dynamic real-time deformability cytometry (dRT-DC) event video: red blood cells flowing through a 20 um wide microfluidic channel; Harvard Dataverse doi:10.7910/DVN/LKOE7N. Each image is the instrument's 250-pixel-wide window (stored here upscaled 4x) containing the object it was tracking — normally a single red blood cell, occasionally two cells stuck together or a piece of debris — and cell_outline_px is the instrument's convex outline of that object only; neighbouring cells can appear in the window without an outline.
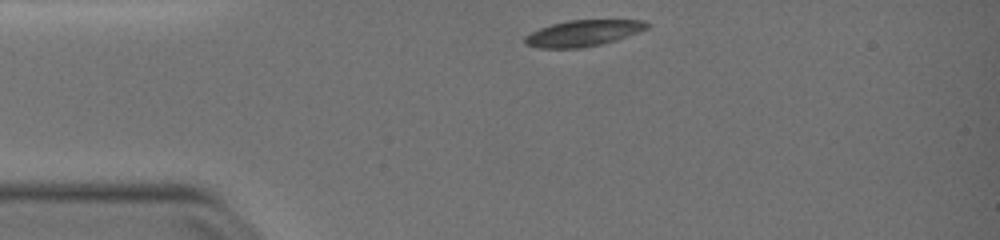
{"species": "common noctule bat (a hibernating species)", "species_latin": "Nyctalus noctula", "temperature_condition": "warm", "stored_images_in_passage": 36, "camera_frame_rate_fps": 3000, "um_per_image_px": 0.085, "animal": {"sex": "female", "body_mass_g": 19.0, "forearm_length_mm": 51.5}, "frame": {"image": 1, "passage_image": 1, "time_ms": 0.0, "image_size_px": [1000, 240], "cell_outline_px": [[652, 24], [648, 28], [640, 32], [616, 40], [600, 44], [580, 48], [536, 48], [524, 44], [524, 36], [540, 28], [552, 24], [568, 20], [644, 20]], "centroid_in_image_um": [49.58, 2.82], "position_along_channel_um": 35.4, "area_um2": 18.73}}
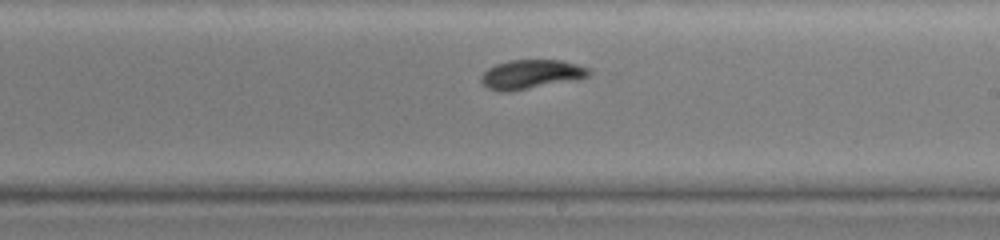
{"frame": {"image": 2, "passage_image": 21, "time_ms": 6.667, "image_size_px": [1000, 240], "cell_outline_px": [[592, 72], [588, 76], [580, 80], [512, 92], [500, 92], [488, 88], [480, 80], [480, 76], [488, 68], [496, 64], [508, 60], [560, 60], [592, 68]], "centroid_in_image_um": [45.19, 6.33], "position_along_channel_um": 243.8, "area_um2": 18.84}}
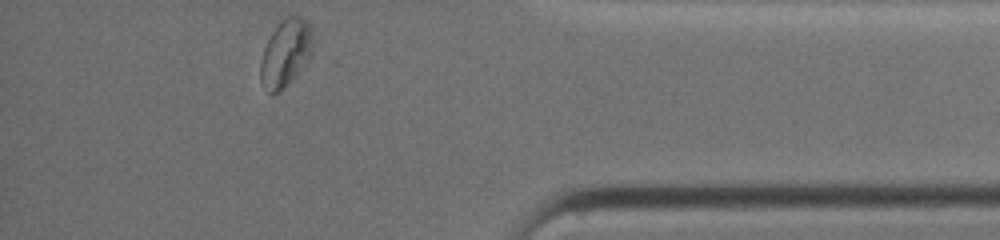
{"frame": {"image": 3, "passage_image": 36, "time_ms": 11.667, "image_size_px": [1000, 240], "cell_outline_px": [[312, 56], [300, 72], [280, 92], [272, 96], [268, 92], [260, 80], [260, 60], [264, 48], [272, 32], [288, 16], [300, 16], [308, 20], [312, 24]], "centroid_in_image_um": [24.31, 4.55], "position_along_channel_um": 410.9, "area_um2": 20.81}, "authors_computed_cell_mechanics": {"area_um2": 18.9584, "velocity_mm_per_s": 3.6807, "shape_relaxation_time_tau1_ms": 4.3971, "shape_relaxation_time_tau2_ms": 3.2547, "deformation_change_tau1": 0.1524, "deformation_change_tau2": 0.0506}}